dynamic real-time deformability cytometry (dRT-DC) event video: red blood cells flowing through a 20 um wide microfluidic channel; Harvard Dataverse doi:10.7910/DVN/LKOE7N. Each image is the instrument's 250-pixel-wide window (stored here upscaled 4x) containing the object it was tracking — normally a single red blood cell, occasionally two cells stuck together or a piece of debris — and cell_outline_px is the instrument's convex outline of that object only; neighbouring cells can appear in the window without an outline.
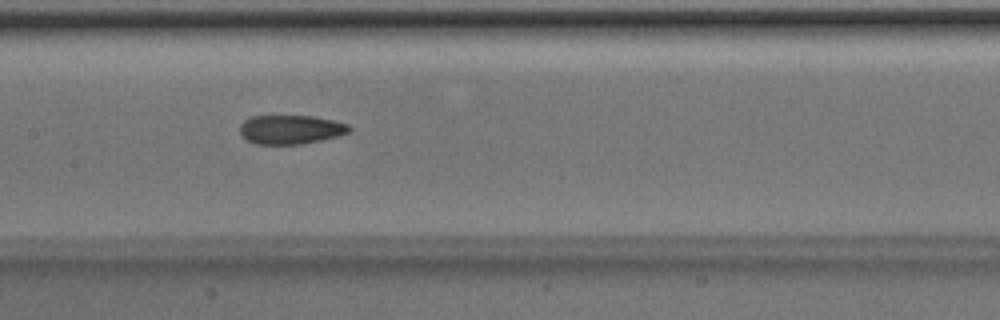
{"species": "Egyptian fruit bat (a non-hibernating species)", "species_latin": "Rousettus aegyptiacus", "temperature_condition": "room temperature", "stored_images_in_passage": 51, "camera_frame_rate_fps": 3000, "um_per_image_px": 0.085, "animal": {"sex": "male"}, "frame": {"image": 1, "passage_image": 25, "time_ms": 8.0, "image_size_px": [1000, 320], "cell_outline_px": [[352, 128], [348, 132], [340, 136], [300, 144], [256, 144], [240, 136], [240, 124], [244, 120], [252, 116], [312, 116], [332, 120], [348, 124]], "centroid_in_image_um": [24.69, 11.01], "position_along_channel_um": 182.7, "area_um2": 18.5}}
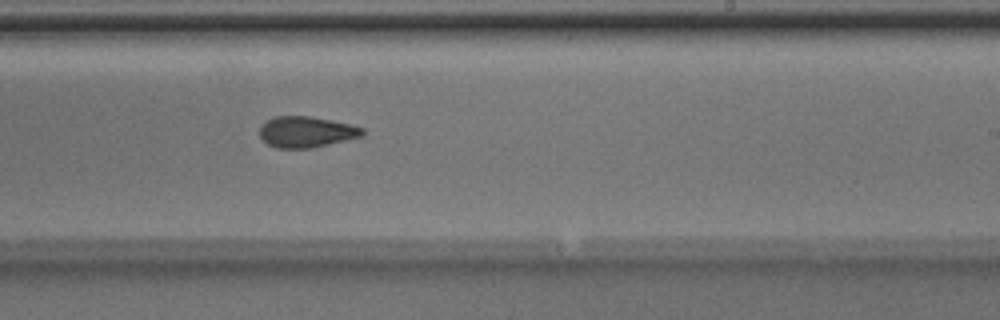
{"frame": {"image": 2, "passage_image": 31, "time_ms": 10.0, "image_size_px": [1000, 320], "cell_outline_px": [[364, 136], [328, 144], [308, 148], [276, 148], [268, 144], [260, 136], [260, 124], [272, 116], [308, 116], [332, 120], [352, 124], [364, 128]], "centroid_in_image_um": [26.03, 11.2], "position_along_channel_um": 263.0, "area_um2": 18.67}}
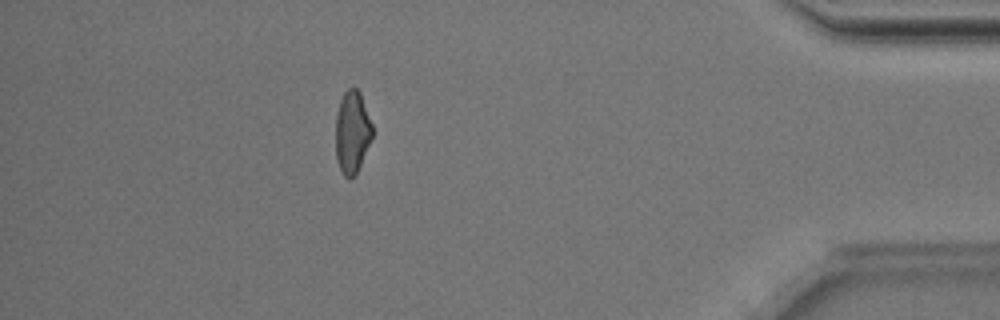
{"frame": {"image": 3, "passage_image": 45, "time_ms": 14.667, "image_size_px": [1000, 320], "cell_outline_px": [[372, 136], [360, 164], [356, 172], [352, 176], [344, 176], [336, 160], [336, 116], [340, 100], [344, 92], [348, 88], [356, 88], [360, 92], [372, 124]], "centroid_in_image_um": [29.92, 11.18], "position_along_channel_um": 405.3, "area_um2": 17.22}, "authors_computed_cell_mechanics": {"area_um2": 18.5538, "velocity_mm_per_s": 4.0363, "shape_relaxation_time_tau1_ms": 6.8757, "shape_relaxation_time_tau2_ms": 1.948, "deformation_change_tau1": 0.1983, "deformation_change_tau2": 0.094}}